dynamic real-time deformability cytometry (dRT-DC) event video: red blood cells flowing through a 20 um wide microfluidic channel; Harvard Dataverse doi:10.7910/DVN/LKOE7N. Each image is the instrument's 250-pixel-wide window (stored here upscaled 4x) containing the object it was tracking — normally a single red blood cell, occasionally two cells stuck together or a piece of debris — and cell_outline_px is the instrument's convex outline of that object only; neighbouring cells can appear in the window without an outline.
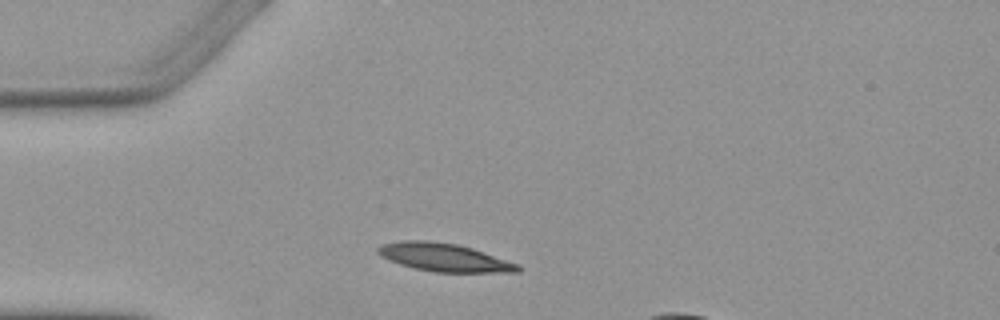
{"species": "Egyptian fruit bat (a non-hibernating species)", "species_latin": "Rousettus aegyptiacus", "temperature_condition": "warm", "stored_images_in_passage": 2, "camera_frame_rate_fps": 3000, "um_per_image_px": 0.085, "animal": {"sex": "female"}, "frame": {"image": 1, "passage_image": 1, "time_ms": 0.0, "image_size_px": [1000, 320], "cell_outline_px": [[520, 272], [436, 272], [416, 268], [400, 264], [388, 260], [380, 256], [376, 252], [376, 248], [380, 244], [400, 240], [428, 240], [456, 244], [472, 248], [520, 264]], "centroid_in_image_um": [37.72, 21.87], "position_along_channel_um": 47.3, "area_um2": 23.0}}